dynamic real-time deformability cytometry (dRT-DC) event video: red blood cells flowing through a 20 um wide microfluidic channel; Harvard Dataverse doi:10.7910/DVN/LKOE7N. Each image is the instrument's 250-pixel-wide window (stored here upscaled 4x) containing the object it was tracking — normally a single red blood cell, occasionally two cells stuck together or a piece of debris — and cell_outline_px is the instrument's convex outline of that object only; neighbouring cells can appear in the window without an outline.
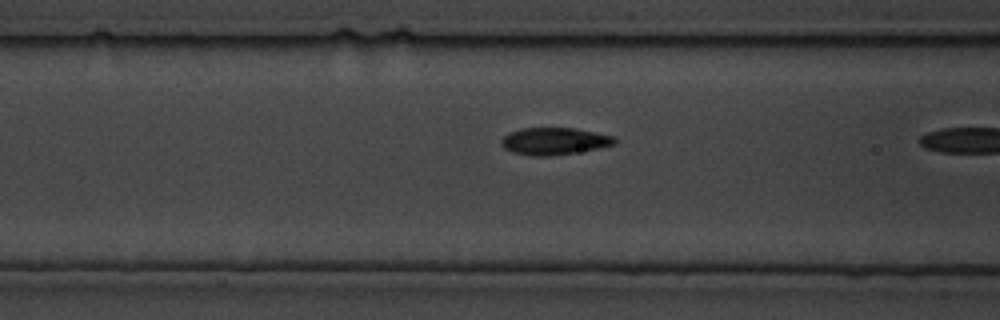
{"species": "common noctule bat (a hibernating species)", "species_latin": "Nyctalus noctula", "temperature_condition": "cold", "stored_images_in_passage": 46, "camera_frame_rate_fps": 3000, "um_per_image_px": 0.085, "animal": {"sex": "male", "body_mass_g": 19.5, "forearm_length_mm": 54.6}, "frame": {"image": 1, "passage_image": 45, "time_ms": 14.667, "image_size_px": [1000, 320], "cell_outline_px": [[616, 144], [576, 152], [548, 156], [536, 156], [512, 152], [504, 148], [500, 144], [500, 140], [508, 132], [520, 128], [576, 128], [616, 136]], "centroid_in_image_um": [47.1, 11.98], "position_along_channel_um": 119.5, "area_um2": 17.98}}